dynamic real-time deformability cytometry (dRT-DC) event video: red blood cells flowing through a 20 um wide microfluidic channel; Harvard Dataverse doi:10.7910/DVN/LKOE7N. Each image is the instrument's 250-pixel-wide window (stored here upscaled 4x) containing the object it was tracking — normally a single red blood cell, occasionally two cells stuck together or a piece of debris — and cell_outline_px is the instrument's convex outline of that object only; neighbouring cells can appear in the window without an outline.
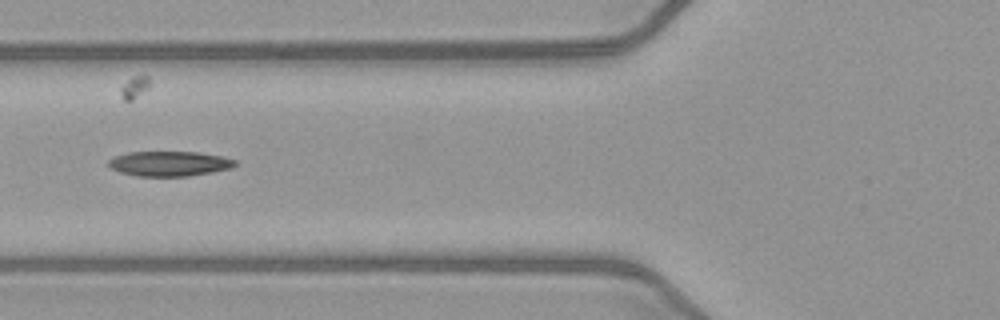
{"species": "common noctule bat (a hibernating species)", "species_latin": "Nyctalus noctula", "temperature_condition": "warm", "stored_images_in_passage": 47, "segment_of_instrument_passage": [2, 2], "camera_frame_rate_fps": 3000, "um_per_image_px": 0.085, "animal": {"sex": "female", "body_mass_g": 21.9}, "frame": {"image": 1, "passage_image": 16, "time_ms": 5.0, "image_size_px": [1000, 320], "cell_outline_px": [[236, 164], [232, 168], [212, 172], [188, 176], [136, 176], [120, 172], [112, 168], [108, 164], [108, 160], [116, 156], [128, 152], [196, 152], [220, 156], [236, 160]], "centroid_in_image_um": [14.39, 13.91], "position_along_channel_um": 111.4, "area_um2": 18.26}}
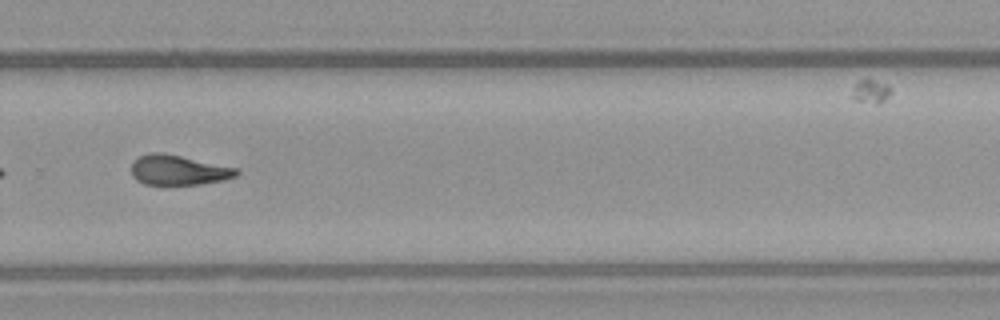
{"frame": {"image": 2, "passage_image": 31, "time_ms": 10.0, "image_size_px": [1000, 320], "cell_outline_px": [[240, 172], [236, 176], [224, 180], [200, 184], [144, 184], [136, 180], [132, 176], [132, 164], [140, 156], [148, 152], [164, 152], [240, 168]], "centroid_in_image_um": [15.21, 14.44], "position_along_channel_um": 314.6, "area_um2": 18.55}}
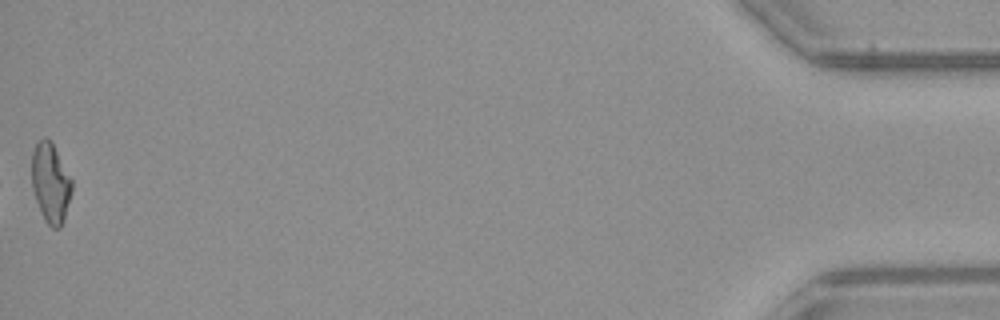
{"frame": {"image": 3, "passage_image": 47, "time_ms": 15.333, "image_size_px": [1000, 320], "cell_outline_px": [[72, 192], [64, 220], [60, 228], [52, 228], [44, 220], [36, 200], [32, 188], [32, 152], [36, 144], [44, 136], [52, 140], [72, 180]], "centroid_in_image_um": [4.31, 15.53], "position_along_channel_um": 430.9, "area_um2": 18.79}}